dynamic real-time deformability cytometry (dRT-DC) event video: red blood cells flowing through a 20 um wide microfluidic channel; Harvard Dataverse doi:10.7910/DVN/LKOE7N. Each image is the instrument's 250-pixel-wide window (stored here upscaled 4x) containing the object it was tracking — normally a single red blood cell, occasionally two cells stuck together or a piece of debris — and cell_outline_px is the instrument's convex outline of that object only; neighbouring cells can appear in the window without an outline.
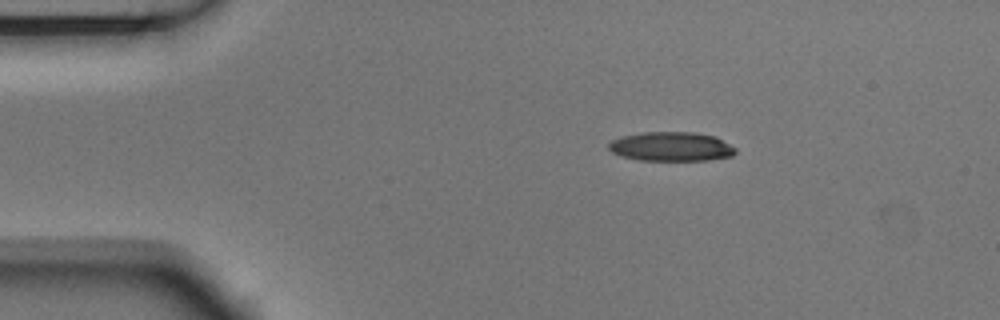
{"species": "Egyptian fruit bat (a non-hibernating species)", "species_latin": "Rousettus aegyptiacus", "temperature_condition": "room temperature", "stored_images_in_passage": 3, "segment_of_instrument_passage": [1, 2], "camera_frame_rate_fps": 3000, "um_per_image_px": 0.085, "animal": {"sex": "male"}, "frame": {"image": 1, "passage_image": 1, "time_ms": 0.0, "image_size_px": [1000, 320], "cell_outline_px": [[736, 152], [732, 156], [708, 160], [640, 160], [624, 156], [612, 152], [608, 148], [608, 144], [612, 140], [620, 136], [640, 132], [692, 132], [716, 136], [736, 148]], "centroid_in_image_um": [57.06, 12.45], "position_along_channel_um": 27.9, "area_um2": 21.62}}